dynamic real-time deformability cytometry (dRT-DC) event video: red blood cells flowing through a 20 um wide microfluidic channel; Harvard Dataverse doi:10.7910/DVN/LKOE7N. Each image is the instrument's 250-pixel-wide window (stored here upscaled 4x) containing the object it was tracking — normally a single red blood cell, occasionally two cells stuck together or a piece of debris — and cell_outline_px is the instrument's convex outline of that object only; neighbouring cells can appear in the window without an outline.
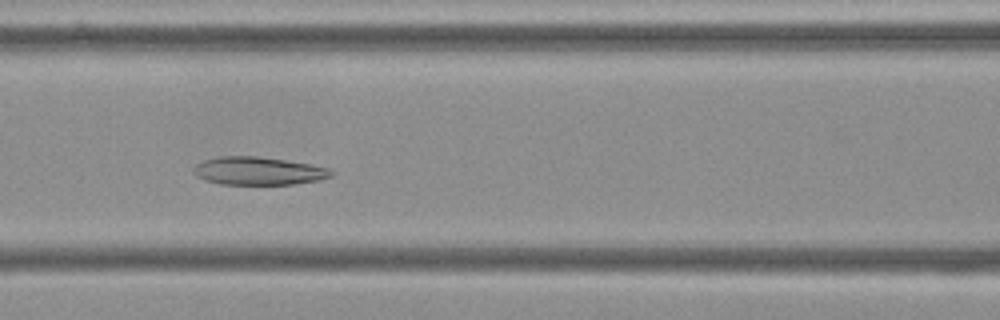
{"species": "Egyptian fruit bat (a non-hibernating species)", "species_latin": "Rousettus aegyptiacus", "temperature_condition": "cold", "stored_images_in_passage": 55, "camera_frame_rate_fps": 3000, "um_per_image_px": 0.085, "frame": {"image": 1, "passage_image": 23, "time_ms": 7.333, "image_size_px": [1000, 320], "cell_outline_px": [[336, 172], [332, 176], [320, 180], [296, 184], [220, 184], [196, 176], [192, 172], [192, 168], [196, 164], [204, 160], [220, 156], [256, 156], [312, 164], [328, 168]], "centroid_in_image_um": [21.99, 14.53], "position_along_channel_um": 144.6, "area_um2": 22.54}}
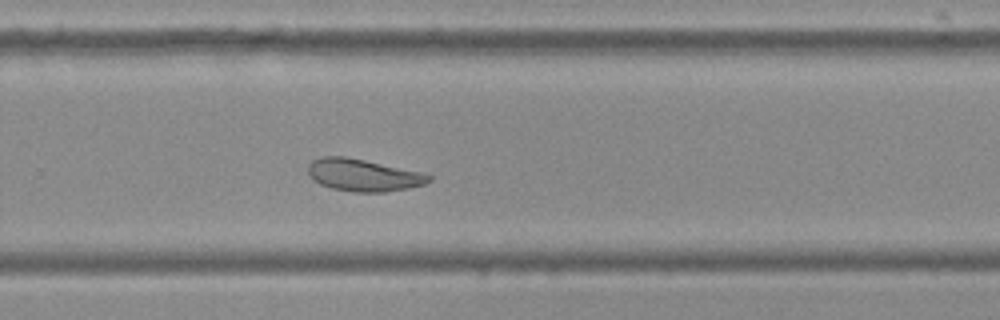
{"frame": {"image": 2, "passage_image": 36, "time_ms": 11.667, "image_size_px": [1000, 320], "cell_outline_px": [[432, 180], [424, 184], [408, 188], [384, 192], [352, 192], [332, 188], [320, 184], [312, 180], [308, 176], [308, 164], [312, 160], [324, 156], [344, 156], [424, 172], [432, 176]], "centroid_in_image_um": [30.87, 14.88], "position_along_channel_um": 298.9, "area_um2": 22.83}}
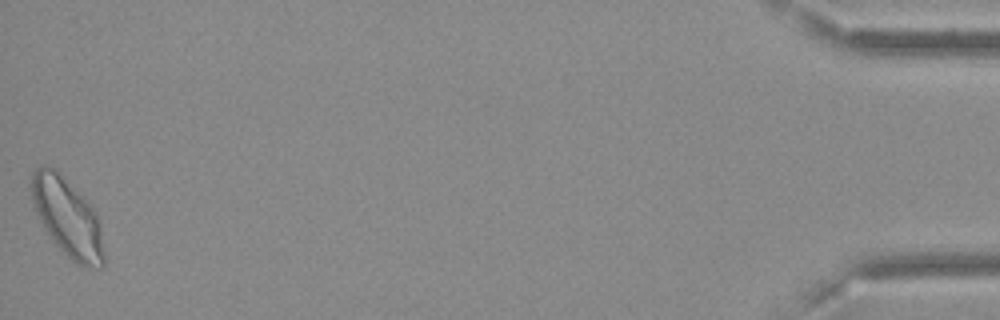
{"frame": {"image": 3, "passage_image": 55, "time_ms": 18.0, "image_size_px": [1000, 320], "cell_outline_px": [[104, 264], [100, 268], [88, 268], [76, 264], [52, 240], [40, 220], [36, 212], [32, 200], [28, 184], [32, 172], [36, 168], [44, 164], [56, 168], [96, 212], [100, 224], [104, 256]], "centroid_in_image_um": [5.7, 18.45], "position_along_channel_um": 429.5, "area_um2": 33.18}, "authors_computed_cell_mechanics": {"area_um2": 25.5476, "velocity_mm_per_s": 3.5704, "shape_relaxation_time_tau1_ms": null, "shape_relaxation_time_tau2_ms": 3.2515, "deformation_change_tau1": null, "deformation_change_tau2": 0.0951}}